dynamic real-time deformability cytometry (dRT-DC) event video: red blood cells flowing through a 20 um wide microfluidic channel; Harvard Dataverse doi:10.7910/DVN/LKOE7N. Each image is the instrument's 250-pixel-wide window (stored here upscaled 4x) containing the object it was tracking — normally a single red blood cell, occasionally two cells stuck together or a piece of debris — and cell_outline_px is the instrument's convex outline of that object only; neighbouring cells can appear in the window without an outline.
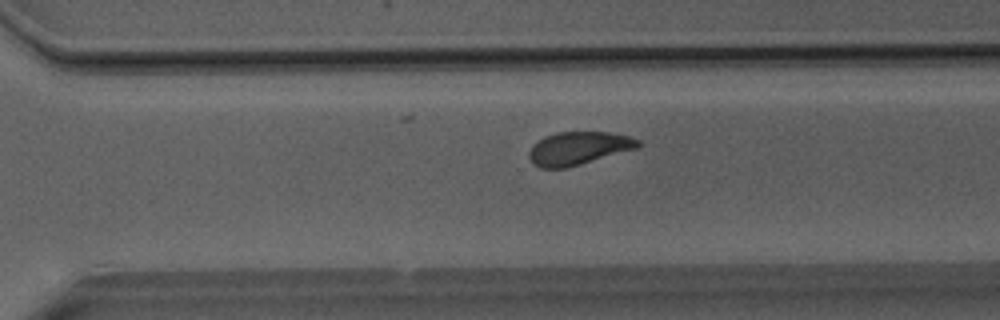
{"species": "Egyptian fruit bat (a non-hibernating species)", "species_latin": "Rousettus aegyptiacus", "temperature_condition": "room temperature", "stored_images_in_passage": 34, "camera_frame_rate_fps": 3000, "um_per_image_px": 0.085, "animal": {"sex": "male"}, "frame": {"image": 1, "passage_image": 26, "time_ms": 8.333, "image_size_px": [1000, 320], "cell_outline_px": [[640, 144], [636, 148], [568, 168], [540, 168], [532, 164], [528, 156], [528, 152], [532, 144], [544, 136], [556, 132], [608, 132], [632, 136], [640, 140]], "centroid_in_image_um": [49.13, 12.6], "position_along_channel_um": 321.5, "area_um2": 21.21}}
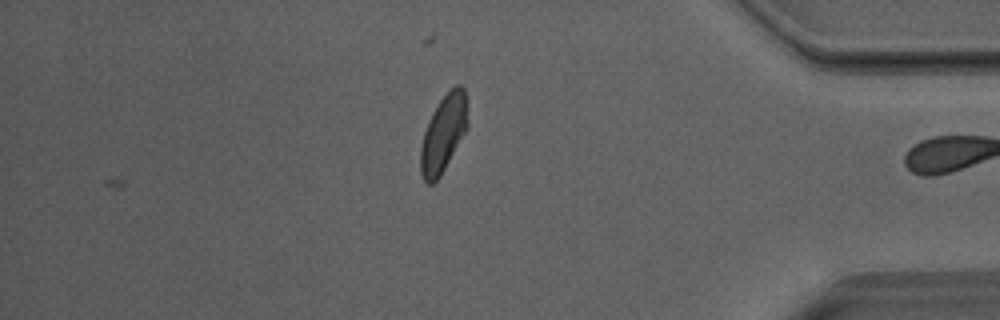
{"frame": {"image": 2, "passage_image": 34, "time_ms": 11.0, "image_size_px": [1000, 320], "cell_outline_px": [[468, 128], [440, 176], [432, 184], [424, 184], [420, 172], [420, 148], [424, 132], [428, 120], [432, 112], [440, 100], [456, 84], [460, 84], [464, 88], [468, 124]], "centroid_in_image_um": [37.67, 11.38], "position_along_channel_um": 397.5, "area_um2": 21.15}, "authors_computed_cell_mechanics": {"area_um2": 21.5594, "velocity_mm_per_s": 4.0317, "shape_relaxation_time_tau1_ms": 5.4744, "shape_relaxation_time_tau2_ms": 1.4501, "deformation_change_tau1": 0.1454, "deformation_change_tau2": 0.0623}}